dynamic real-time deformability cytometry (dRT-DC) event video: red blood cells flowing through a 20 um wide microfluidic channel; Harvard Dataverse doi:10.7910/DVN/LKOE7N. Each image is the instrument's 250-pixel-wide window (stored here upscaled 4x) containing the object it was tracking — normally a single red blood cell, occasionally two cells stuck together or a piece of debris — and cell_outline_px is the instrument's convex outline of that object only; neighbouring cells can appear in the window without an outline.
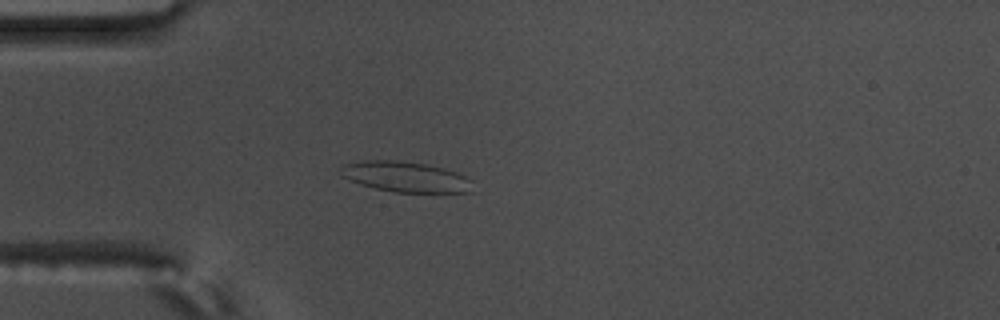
{"species": "common noctule bat (a hibernating species)", "species_latin": "Nyctalus noctula", "temperature_condition": "warm", "stored_images_in_passage": 56, "camera_frame_rate_fps": 3000, "um_per_image_px": 0.085, "animal": {"sex": "male", "body_mass_g": 17.5, "forearm_length_mm": 52.3}, "frame": {"image": 1, "passage_image": 16, "time_ms": 5.0, "image_size_px": [1000, 320], "cell_outline_px": [[472, 192], [396, 192], [376, 188], [360, 184], [340, 176], [340, 168], [344, 164], [368, 160], [400, 160], [424, 164], [444, 168], [456, 172], [472, 180]], "centroid_in_image_um": [34.46, 15.02], "position_along_channel_um": 50.5, "area_um2": 23.35}}
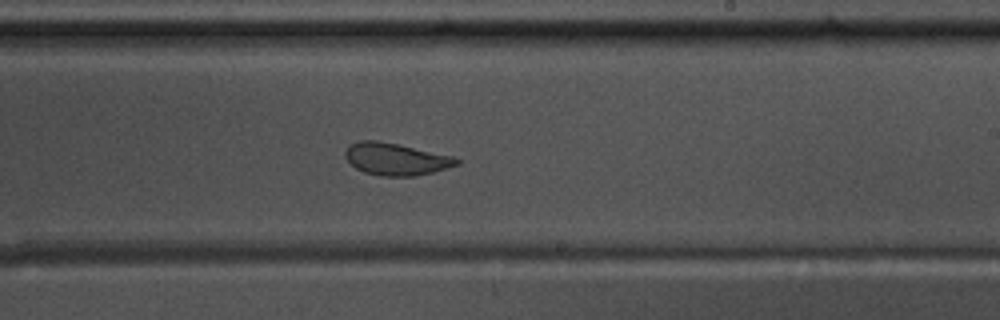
{"frame": {"image": 2, "passage_image": 34, "time_ms": 11.0, "image_size_px": [1000, 320], "cell_outline_px": [[460, 164], [432, 172], [416, 176], [380, 176], [364, 172], [356, 168], [344, 156], [344, 152], [352, 144], [360, 140], [376, 140], [396, 144], [452, 156], [460, 160]], "centroid_in_image_um": [33.64, 13.53], "position_along_channel_um": 255.4, "area_um2": 20.58}}
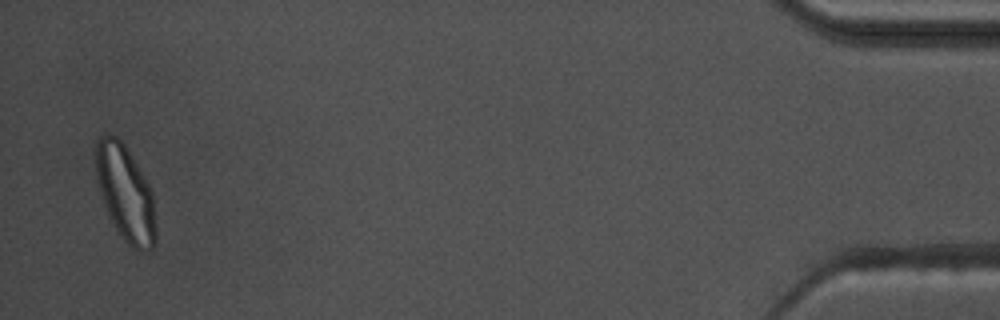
{"frame": {"image": 3, "passage_image": 55, "time_ms": 18.0, "image_size_px": [1000, 320], "cell_outline_px": [[156, 244], [152, 248], [132, 248], [120, 236], [108, 216], [96, 180], [96, 140], [100, 136], [116, 136], [124, 144], [148, 184], [152, 192], [156, 228]], "centroid_in_image_um": [10.65, 16.44], "position_along_channel_um": 424.6, "area_um2": 32.95}, "authors_computed_cell_mechanics": {"area_um2": 24.3338, "velocity_mm_per_s": 3.6298, "shape_relaxation_time_tau1_ms": null, "shape_relaxation_time_tau2_ms": 0.9461, "deformation_change_tau1": null, "deformation_change_tau2": 0.0802}}